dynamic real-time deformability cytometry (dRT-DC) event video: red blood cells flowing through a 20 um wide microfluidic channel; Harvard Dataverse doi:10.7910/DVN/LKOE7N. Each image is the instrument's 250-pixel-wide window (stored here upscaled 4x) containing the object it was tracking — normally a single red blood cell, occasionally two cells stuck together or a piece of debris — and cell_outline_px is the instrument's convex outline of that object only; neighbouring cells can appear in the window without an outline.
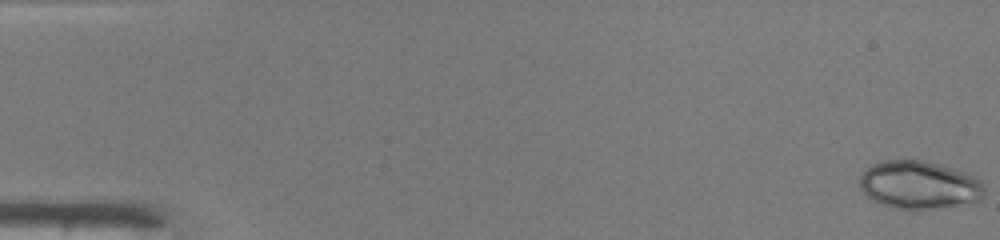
{"species": "common noctule bat (a hibernating species)", "species_latin": "Nyctalus noctula", "temperature_condition": "warm", "stored_images_in_passage": 48, "camera_frame_rate_fps": 3000, "um_per_image_px": 0.085, "animal": {"sex": "male", "body_mass_g": 19.0, "forearm_length_mm": 50.8}, "frame": {"image": 1, "passage_image": 1, "time_ms": 0.0, "image_size_px": [1000, 240], "cell_outline_px": [[984, 196], [980, 200], [916, 212], [908, 212], [892, 208], [872, 200], [860, 188], [860, 176], [872, 164], [880, 160], [924, 160], [952, 168], [976, 176], [984, 184]], "centroid_in_image_um": [78.12, 15.75], "position_along_channel_um": 6.9, "area_um2": 35.43}}
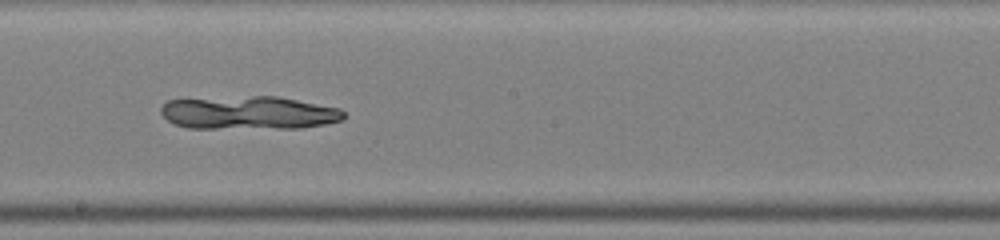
{"frame": {"image": 2, "passage_image": 28, "time_ms": 9.0, "image_size_px": [1000, 240], "cell_outline_px": [[344, 120], [324, 124], [300, 128], [188, 128], [172, 124], [160, 112], [160, 108], [168, 100], [252, 96], [276, 96], [340, 108], [344, 112]], "centroid_in_image_um": [21.15, 9.6], "position_along_channel_um": 227.1, "area_um2": 35.37}}
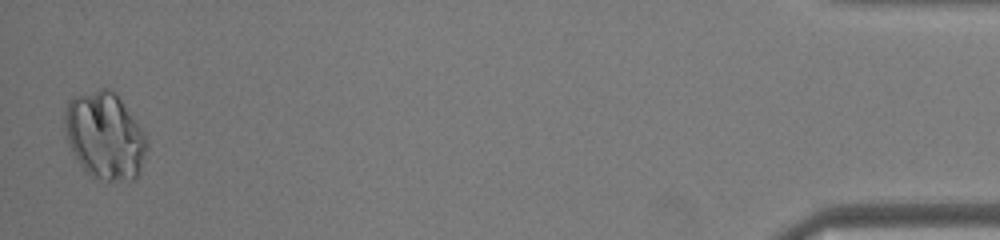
{"frame": {"image": 3, "passage_image": 48, "time_ms": 15.667, "image_size_px": [1000, 240], "cell_outline_px": [[148, 140], [140, 168], [136, 176], [132, 180], [108, 180], [92, 176], [80, 164], [72, 152], [68, 140], [64, 124], [64, 112], [68, 100], [76, 96], [100, 88], [112, 88], [116, 92]], "centroid_in_image_um": [8.89, 11.5], "position_along_channel_um": 426.3, "area_um2": 40.98}}